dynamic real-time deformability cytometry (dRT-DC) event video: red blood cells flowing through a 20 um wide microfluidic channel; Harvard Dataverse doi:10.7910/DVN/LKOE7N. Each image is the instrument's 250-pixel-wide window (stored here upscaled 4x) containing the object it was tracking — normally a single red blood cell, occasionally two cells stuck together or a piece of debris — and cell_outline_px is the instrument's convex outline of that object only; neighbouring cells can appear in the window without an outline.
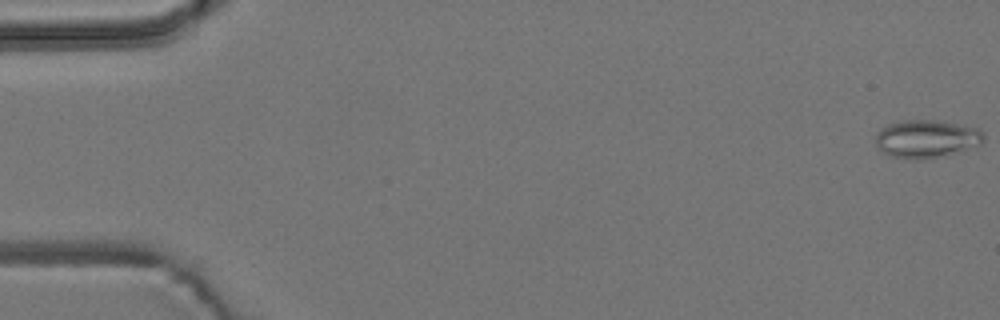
{"species": "common noctule bat (a hibernating species)", "species_latin": "Nyctalus noctula", "temperature_condition": "room temperature", "stored_images_in_passage": 8, "camera_frame_rate_fps": 3000, "um_per_image_px": 0.085, "animal": {"sex": "male", "body_mass_g": 19.2, "forearm_length_mm": 51.8}, "frame": {"image": 1, "passage_image": 1, "time_ms": 0.0, "image_size_px": [1000, 320], "cell_outline_px": [[984, 140], [980, 144], [960, 152], [944, 156], [916, 160], [888, 156], [876, 144], [876, 132], [880, 128], [888, 124], [900, 120], [944, 120], [980, 128], [984, 136]], "centroid_in_image_um": [78.77, 11.79], "position_along_channel_um": 6.2, "area_um2": 24.39}}
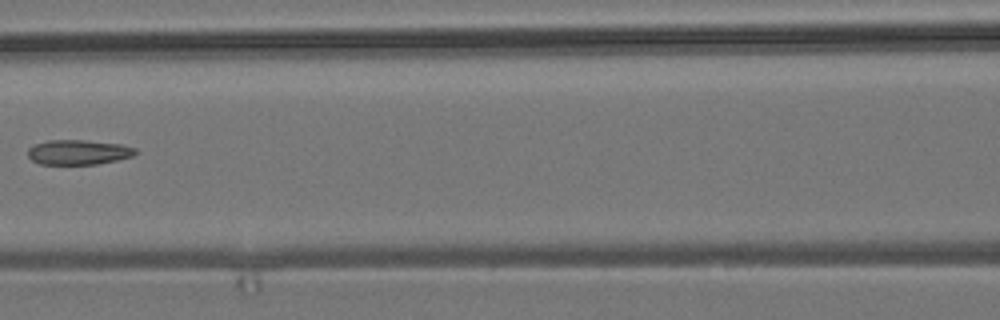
{"frame": {"image": 2, "passage_image": 7, "time_ms": 8.0, "image_size_px": [1000, 320], "cell_outline_px": [[136, 152], [132, 156], [116, 160], [96, 164], [40, 164], [32, 160], [28, 156], [28, 148], [36, 144], [48, 140], [84, 140], [120, 144], [136, 148]], "centroid_in_image_um": [6.64, 12.93], "position_along_channel_um": 160.0, "area_um2": 15.43}}
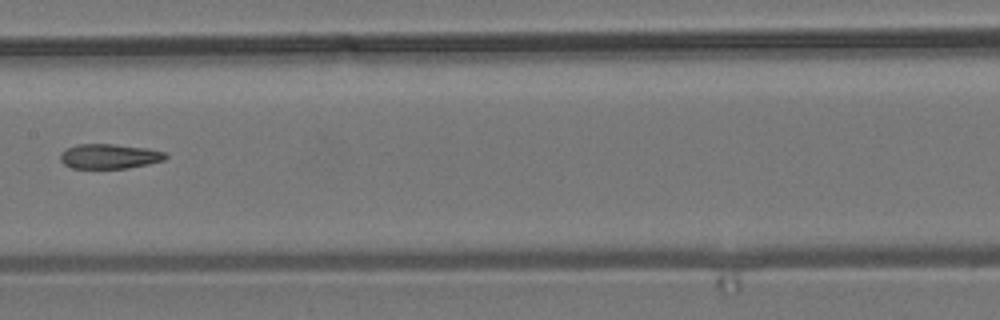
{"frame": {"image": 3, "passage_image": 8, "time_ms": 9.0, "image_size_px": [1000, 320], "cell_outline_px": [[168, 156], [164, 160], [148, 164], [128, 168], [72, 168], [64, 164], [60, 160], [60, 152], [68, 148], [80, 144], [112, 144], [148, 148], [164, 152]], "centroid_in_image_um": [9.3, 13.29], "position_along_channel_um": 198.1, "area_um2": 15.14}}